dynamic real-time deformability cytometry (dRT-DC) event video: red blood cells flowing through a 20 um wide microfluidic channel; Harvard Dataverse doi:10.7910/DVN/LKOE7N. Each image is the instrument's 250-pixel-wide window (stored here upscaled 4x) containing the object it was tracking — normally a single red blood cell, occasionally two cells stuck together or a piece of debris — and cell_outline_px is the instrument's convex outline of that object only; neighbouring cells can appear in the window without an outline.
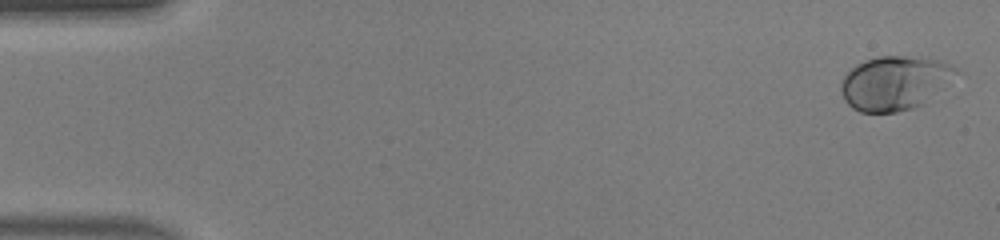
{"species": "human", "species_latin": "Homo sapiens", "temperature_condition": "warm", "stored_images_in_passage": 46, "camera_frame_rate_fps": 3000, "um_per_image_px": 0.085, "donor": {"sex": "male"}, "frame": {"image": 1, "passage_image": 1, "time_ms": 0.0, "image_size_px": [1000, 240], "cell_outline_px": [[956, 72], [924, 104], [912, 108], [896, 112], [860, 112], [852, 108], [844, 100], [840, 88], [840, 80], [856, 64], [880, 56], [904, 56], [940, 60], [956, 68]], "centroid_in_image_um": [75.97, 7.06], "position_along_channel_um": 9.0, "area_um2": 35.55}}
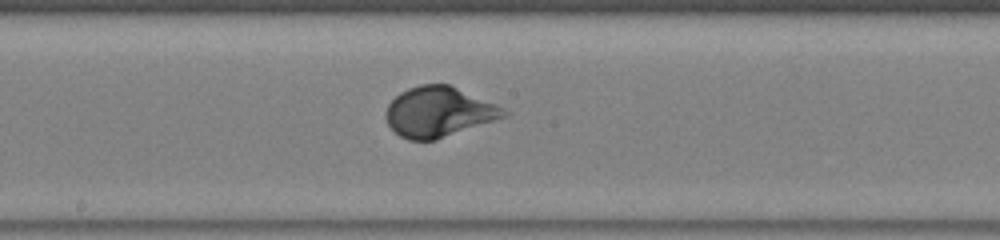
{"frame": {"image": 2, "passage_image": 25, "time_ms": 8.0, "image_size_px": [1000, 240], "cell_outline_px": [[512, 112], [508, 116], [436, 140], [408, 140], [400, 136], [388, 124], [384, 116], [384, 112], [388, 104], [400, 92], [408, 88], [420, 84], [448, 84], [496, 104]], "centroid_in_image_um": [37.3, 9.52], "position_along_channel_um": 210.9, "area_um2": 34.56}}
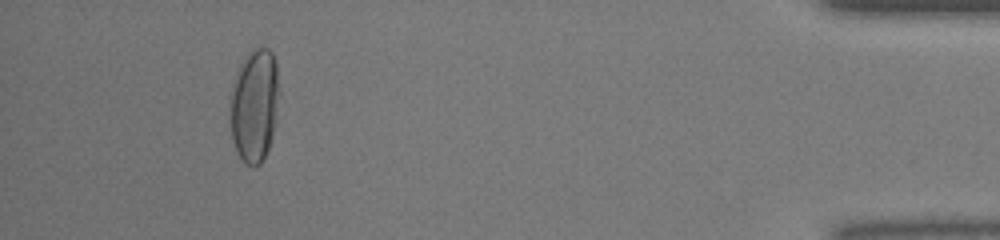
{"frame": {"image": 3, "passage_image": 43, "time_ms": 14.0, "image_size_px": [1000, 240], "cell_outline_px": [[280, 92], [276, 120], [272, 140], [264, 160], [260, 164], [244, 164], [236, 152], [232, 140], [228, 116], [228, 96], [236, 72], [244, 56], [252, 48], [268, 48], [272, 52], [276, 64]], "centroid_in_image_um": [21.6, 8.96], "position_along_channel_um": 413.6, "area_um2": 33.7}, "authors_computed_cell_mechanics": {"area_um2": 33.9286, "velocity_mm_per_s": 4.4142, "shape_relaxation_time_tau1_ms": 3.203, "shape_relaxation_time_tau2_ms": null, "deformation_change_tau1": 0.1932, "deformation_change_tau2": null}}